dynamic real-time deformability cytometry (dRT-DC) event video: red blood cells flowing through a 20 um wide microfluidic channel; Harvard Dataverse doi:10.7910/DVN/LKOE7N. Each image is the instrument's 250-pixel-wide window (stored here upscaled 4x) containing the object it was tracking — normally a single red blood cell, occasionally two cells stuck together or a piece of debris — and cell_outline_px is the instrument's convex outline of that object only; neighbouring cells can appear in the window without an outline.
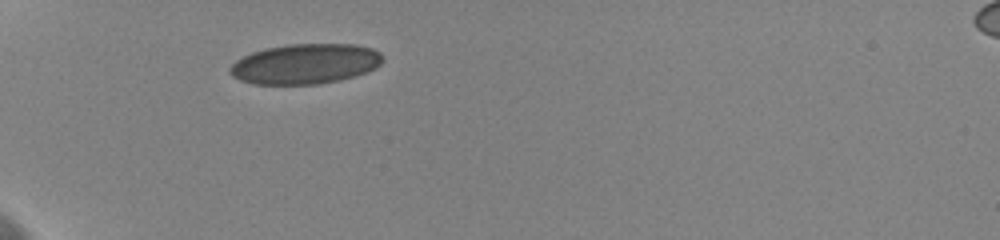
{"species": "human", "species_latin": "Homo sapiens", "temperature_condition": "cold", "stored_images_in_passage": 7, "camera_frame_rate_fps": 3000, "um_per_image_px": 0.085, "donor": {"sex": "female"}, "frame": {"image": 1, "passage_image": 1, "time_ms": 0.0, "image_size_px": [1000, 240], "cell_outline_px": [[384, 60], [376, 68], [368, 72], [356, 76], [340, 80], [316, 84], [252, 84], [240, 80], [232, 76], [228, 72], [228, 68], [236, 60], [252, 52], [264, 48], [288, 44], [356, 44], [372, 48], [380, 52], [384, 56]], "centroid_in_image_um": [25.96, 5.43], "position_along_channel_um": 59.0, "area_um2": 36.13}}